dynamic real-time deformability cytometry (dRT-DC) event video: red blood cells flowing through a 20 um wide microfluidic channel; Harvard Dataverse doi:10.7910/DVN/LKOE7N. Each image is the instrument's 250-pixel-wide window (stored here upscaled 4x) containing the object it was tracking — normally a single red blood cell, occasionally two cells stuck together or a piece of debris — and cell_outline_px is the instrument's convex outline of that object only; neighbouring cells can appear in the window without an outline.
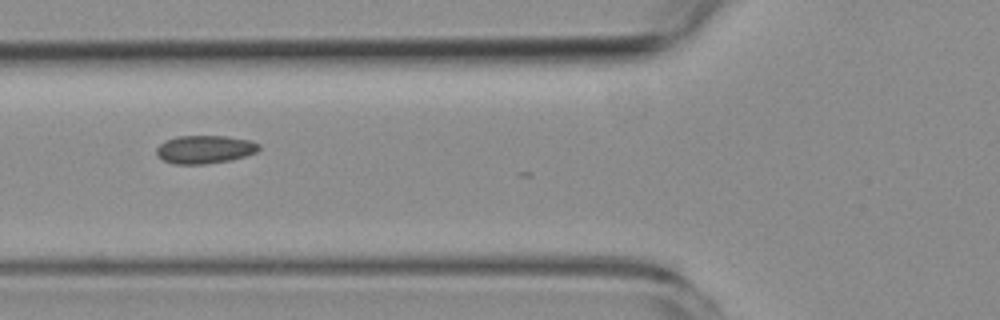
{"species": "common noctule bat (a hibernating species)", "species_latin": "Nyctalus noctula", "temperature_condition": "room temperature", "stored_images_in_passage": 6, "camera_frame_rate_fps": 3000, "um_per_image_px": 0.085, "animal": {"sex": "female", "body_mass_g": 19.3, "forearm_length_mm": 54.1}, "frame": {"image": 1, "passage_image": 4, "time_ms": 4.667, "image_size_px": [1000, 320], "cell_outline_px": [[260, 148], [256, 152], [232, 160], [204, 164], [172, 164], [156, 156], [156, 148], [164, 140], [176, 136], [224, 136], [252, 140], [260, 144]], "centroid_in_image_um": [17.39, 12.69], "position_along_channel_um": 108.4, "area_um2": 16.99}}
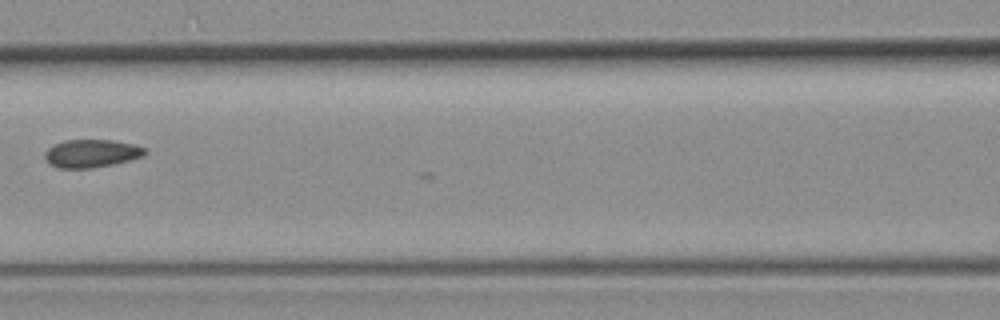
{"frame": {"image": 2, "passage_image": 5, "time_ms": 6.0, "image_size_px": [1000, 320], "cell_outline_px": [[148, 148], [144, 156], [112, 164], [92, 168], [56, 168], [48, 164], [44, 156], [44, 152], [48, 148], [64, 140], [112, 140], [136, 144]], "centroid_in_image_um": [7.78, 13.04], "position_along_channel_um": 158.8, "area_um2": 16.47}}